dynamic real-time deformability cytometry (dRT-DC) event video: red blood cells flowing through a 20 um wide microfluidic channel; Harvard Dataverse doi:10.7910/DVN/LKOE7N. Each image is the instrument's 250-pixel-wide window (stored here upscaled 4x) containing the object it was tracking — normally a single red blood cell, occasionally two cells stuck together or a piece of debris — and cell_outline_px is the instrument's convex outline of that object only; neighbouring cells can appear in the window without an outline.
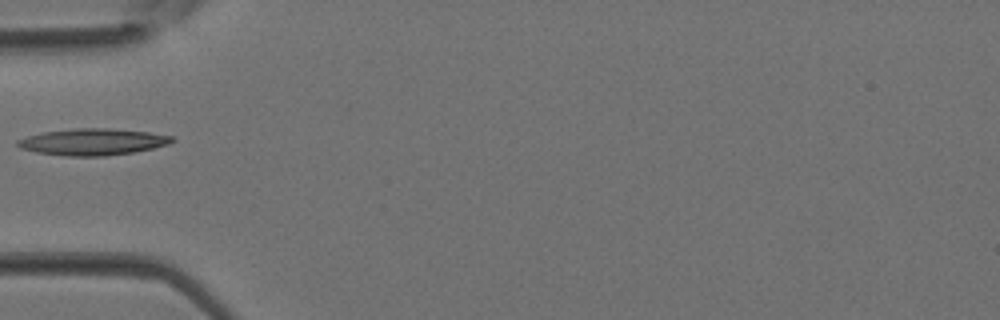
{"species": "Egyptian fruit bat (a non-hibernating species)", "species_latin": "Rousettus aegyptiacus", "temperature_condition": "room temperature", "stored_images_in_passage": 1, "camera_frame_rate_fps": 3000, "um_per_image_px": 0.085, "animal": {"sex": "female"}, "frame": {"image": 1, "passage_image": 1, "time_ms": 0.0, "image_size_px": [1000, 320], "cell_outline_px": [[176, 140], [168, 144], [152, 148], [132, 152], [104, 156], [64, 156], [36, 152], [20, 148], [16, 144], [16, 140], [28, 136], [44, 132], [76, 128], [108, 128], [148, 132], [172, 136]], "centroid_in_image_um": [7.86, 12.06], "position_along_channel_um": 77.1, "area_um2": 23.81}}